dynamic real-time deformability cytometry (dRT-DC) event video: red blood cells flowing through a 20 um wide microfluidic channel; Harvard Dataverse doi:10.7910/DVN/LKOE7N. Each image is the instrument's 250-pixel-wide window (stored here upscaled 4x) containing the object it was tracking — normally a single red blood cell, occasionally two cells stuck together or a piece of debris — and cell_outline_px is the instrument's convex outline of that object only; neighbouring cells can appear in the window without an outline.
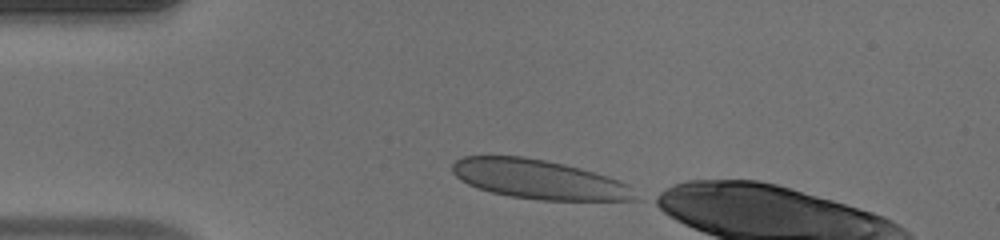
{"species": "human", "species_latin": "Homo sapiens", "temperature_condition": "warm", "stored_images_in_passage": 35, "camera_frame_rate_fps": 3000, "um_per_image_px": 0.085, "donor": {"sex": "male"}, "frame": {"image": 1, "passage_image": 1, "time_ms": 0.0, "image_size_px": [1000, 240], "cell_outline_px": [[640, 200], [540, 200], [512, 196], [492, 192], [468, 184], [460, 180], [452, 172], [452, 164], [456, 160], [464, 156], [524, 156], [564, 164], [580, 168], [608, 176], [628, 184]], "centroid_in_image_um": [45.8, 15.24], "position_along_channel_um": 39.2, "area_um2": 41.56}}
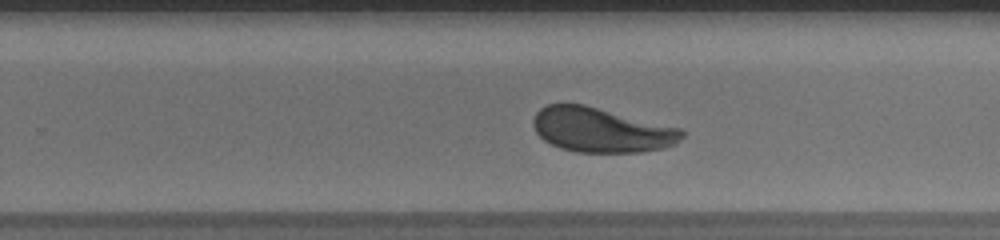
{"frame": {"image": 2, "passage_image": 21, "time_ms": 6.667, "image_size_px": [1000, 240], "cell_outline_px": [[684, 136], [676, 144], [664, 148], [640, 152], [576, 152], [560, 148], [544, 140], [536, 132], [532, 124], [532, 120], [536, 112], [540, 108], [548, 104], [584, 104], [680, 128], [684, 132]], "centroid_in_image_um": [51.1, 11.05], "position_along_channel_um": 278.7, "area_um2": 38.67}}
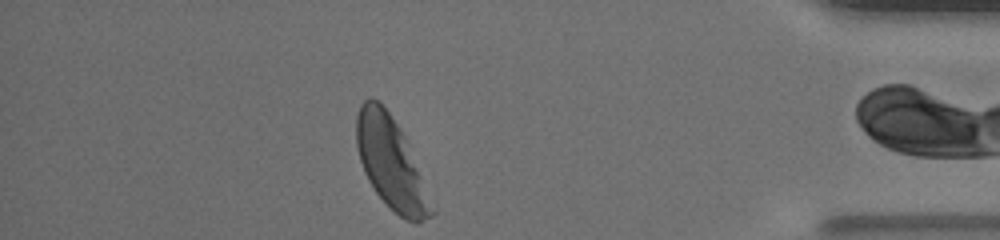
{"frame": {"image": 3, "passage_image": 33, "time_ms": 10.667, "image_size_px": [1000, 240], "cell_outline_px": [[436, 212], [432, 216], [416, 224], [404, 220], [376, 192], [368, 180], [364, 172], [360, 160], [356, 144], [356, 116], [360, 104], [368, 96], [372, 96], [388, 112], [400, 128], [408, 140]], "centroid_in_image_um": [33.25, 13.86], "position_along_channel_um": 402.0, "area_um2": 40.06}, "authors_computed_cell_mechanics": {"area_um2": 39.4196, "velocity_mm_per_s": 4.0989, "shape_relaxation_time_tau1_ms": 3.0485, "shape_relaxation_time_tau2_ms": null, "deformation_change_tau1": 0.1428, "deformation_change_tau2": null}}